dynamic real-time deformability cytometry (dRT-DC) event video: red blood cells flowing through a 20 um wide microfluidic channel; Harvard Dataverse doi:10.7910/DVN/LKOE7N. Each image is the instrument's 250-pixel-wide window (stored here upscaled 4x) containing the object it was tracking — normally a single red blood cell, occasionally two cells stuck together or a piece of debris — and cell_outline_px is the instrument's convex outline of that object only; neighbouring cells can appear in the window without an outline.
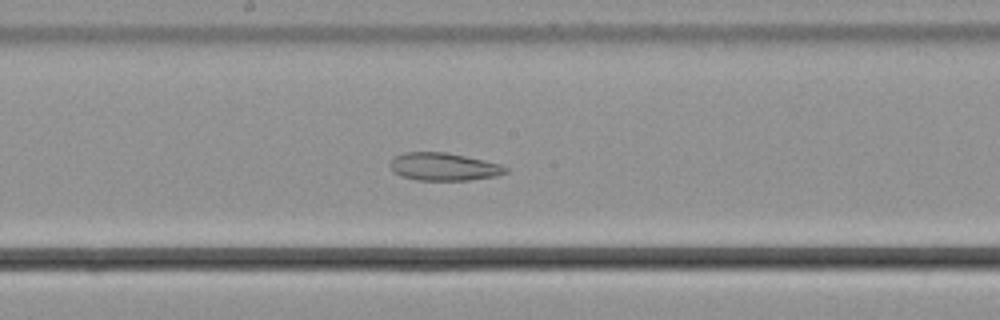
{"species": "common noctule bat (a hibernating species)", "species_latin": "Nyctalus noctula", "temperature_condition": "cold", "stored_images_in_passage": 52, "camera_frame_rate_fps": 3000, "um_per_image_px": 0.085, "animal": {"sex": "male", "body_mass_g": 21.5, "forearm_length_mm": 52.0}, "frame": {"image": 1, "passage_image": 26, "time_ms": 8.333, "image_size_px": [1000, 320], "cell_outline_px": [[508, 172], [496, 176], [468, 180], [416, 180], [400, 176], [392, 172], [388, 164], [396, 156], [404, 152], [444, 152], [464, 156], [500, 164], [508, 168]], "centroid_in_image_um": [37.67, 14.18], "position_along_channel_um": 210.5, "area_um2": 18.67}}
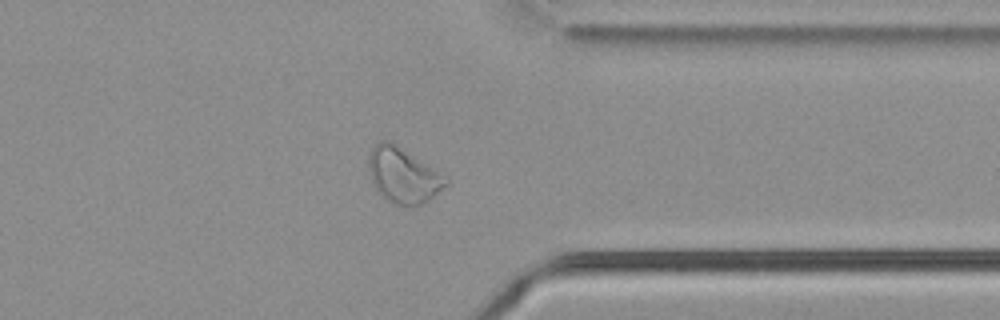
{"frame": {"image": 2, "passage_image": 40, "time_ms": 13.0, "image_size_px": [1000, 320], "cell_outline_px": [[448, 184], [424, 204], [404, 208], [384, 200], [380, 196], [368, 172], [368, 156], [372, 148], [380, 140], [392, 140], [448, 180]], "centroid_in_image_um": [34.21, 14.93], "position_along_channel_um": 377.2, "area_um2": 24.97}}
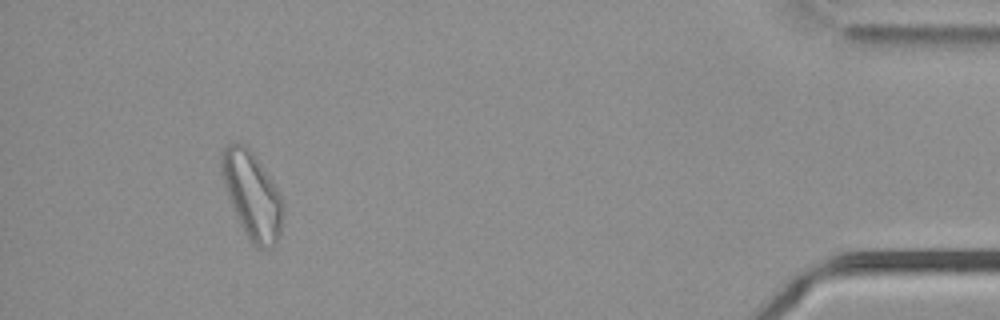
{"frame": {"image": 3, "passage_image": 48, "time_ms": 15.667, "image_size_px": [1000, 320], "cell_outline_px": [[284, 212], [280, 232], [272, 248], [256, 248], [252, 244], [240, 224], [228, 196], [224, 184], [220, 168], [220, 156], [224, 148], [228, 144], [244, 144], [252, 152], [272, 180], [284, 204]], "centroid_in_image_um": [21.43, 16.61], "position_along_channel_um": 413.8, "area_um2": 30.69}}